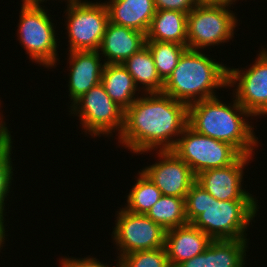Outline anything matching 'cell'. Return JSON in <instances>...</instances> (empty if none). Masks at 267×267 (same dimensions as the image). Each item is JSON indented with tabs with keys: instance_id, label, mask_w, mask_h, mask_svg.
Instances as JSON below:
<instances>
[{
	"instance_id": "12",
	"label": "cell",
	"mask_w": 267,
	"mask_h": 267,
	"mask_svg": "<svg viewBox=\"0 0 267 267\" xmlns=\"http://www.w3.org/2000/svg\"><path fill=\"white\" fill-rule=\"evenodd\" d=\"M158 162L145 166L142 171L164 196L186 197L196 176L189 165L172 150H158ZM160 160V161H159Z\"/></svg>"
},
{
	"instance_id": "1",
	"label": "cell",
	"mask_w": 267,
	"mask_h": 267,
	"mask_svg": "<svg viewBox=\"0 0 267 267\" xmlns=\"http://www.w3.org/2000/svg\"><path fill=\"white\" fill-rule=\"evenodd\" d=\"M187 126V104L163 92L143 93L125 110L118 142L136 154L171 150Z\"/></svg>"
},
{
	"instance_id": "21",
	"label": "cell",
	"mask_w": 267,
	"mask_h": 267,
	"mask_svg": "<svg viewBox=\"0 0 267 267\" xmlns=\"http://www.w3.org/2000/svg\"><path fill=\"white\" fill-rule=\"evenodd\" d=\"M123 65L133 77L136 86H139V90L142 89L141 93L163 92L164 81L158 75L152 54L146 45L129 57Z\"/></svg>"
},
{
	"instance_id": "23",
	"label": "cell",
	"mask_w": 267,
	"mask_h": 267,
	"mask_svg": "<svg viewBox=\"0 0 267 267\" xmlns=\"http://www.w3.org/2000/svg\"><path fill=\"white\" fill-rule=\"evenodd\" d=\"M135 185L127 195V211L137 214H147L151 207L162 196L160 189L141 171L138 172Z\"/></svg>"
},
{
	"instance_id": "25",
	"label": "cell",
	"mask_w": 267,
	"mask_h": 267,
	"mask_svg": "<svg viewBox=\"0 0 267 267\" xmlns=\"http://www.w3.org/2000/svg\"><path fill=\"white\" fill-rule=\"evenodd\" d=\"M12 135L10 134L7 125L5 124L0 129V220L5 222L6 216L4 212L6 209V198L9 196L10 186L13 180V164H12Z\"/></svg>"
},
{
	"instance_id": "11",
	"label": "cell",
	"mask_w": 267,
	"mask_h": 267,
	"mask_svg": "<svg viewBox=\"0 0 267 267\" xmlns=\"http://www.w3.org/2000/svg\"><path fill=\"white\" fill-rule=\"evenodd\" d=\"M267 49L263 48L255 63L243 71L228 67V88L235 86L233 96L253 117L267 116ZM237 83V84H236ZM235 92V93H234Z\"/></svg>"
},
{
	"instance_id": "28",
	"label": "cell",
	"mask_w": 267,
	"mask_h": 267,
	"mask_svg": "<svg viewBox=\"0 0 267 267\" xmlns=\"http://www.w3.org/2000/svg\"><path fill=\"white\" fill-rule=\"evenodd\" d=\"M98 259L91 256L84 257V258H73V257H66L61 258V261L59 262L61 265L60 267H112L108 266L107 263L103 264V262H100ZM113 267H120L119 260L117 261L116 266Z\"/></svg>"
},
{
	"instance_id": "7",
	"label": "cell",
	"mask_w": 267,
	"mask_h": 267,
	"mask_svg": "<svg viewBox=\"0 0 267 267\" xmlns=\"http://www.w3.org/2000/svg\"><path fill=\"white\" fill-rule=\"evenodd\" d=\"M65 2L68 51H98L109 22L106 4L87 0Z\"/></svg>"
},
{
	"instance_id": "16",
	"label": "cell",
	"mask_w": 267,
	"mask_h": 267,
	"mask_svg": "<svg viewBox=\"0 0 267 267\" xmlns=\"http://www.w3.org/2000/svg\"><path fill=\"white\" fill-rule=\"evenodd\" d=\"M145 44V33L108 22L98 51L104 64H123Z\"/></svg>"
},
{
	"instance_id": "2",
	"label": "cell",
	"mask_w": 267,
	"mask_h": 267,
	"mask_svg": "<svg viewBox=\"0 0 267 267\" xmlns=\"http://www.w3.org/2000/svg\"><path fill=\"white\" fill-rule=\"evenodd\" d=\"M257 201L217 200L195 181L185 197V215L213 240L247 239L246 231L259 211Z\"/></svg>"
},
{
	"instance_id": "27",
	"label": "cell",
	"mask_w": 267,
	"mask_h": 267,
	"mask_svg": "<svg viewBox=\"0 0 267 267\" xmlns=\"http://www.w3.org/2000/svg\"><path fill=\"white\" fill-rule=\"evenodd\" d=\"M156 10H170L189 13L197 5L196 0H154Z\"/></svg>"
},
{
	"instance_id": "30",
	"label": "cell",
	"mask_w": 267,
	"mask_h": 267,
	"mask_svg": "<svg viewBox=\"0 0 267 267\" xmlns=\"http://www.w3.org/2000/svg\"><path fill=\"white\" fill-rule=\"evenodd\" d=\"M5 227L6 225H4V222L0 220V252H1L2 247H4L3 244L5 243V240H6L5 236H8L5 234L6 233Z\"/></svg>"
},
{
	"instance_id": "22",
	"label": "cell",
	"mask_w": 267,
	"mask_h": 267,
	"mask_svg": "<svg viewBox=\"0 0 267 267\" xmlns=\"http://www.w3.org/2000/svg\"><path fill=\"white\" fill-rule=\"evenodd\" d=\"M146 215L165 230L188 224L185 197L162 195Z\"/></svg>"
},
{
	"instance_id": "19",
	"label": "cell",
	"mask_w": 267,
	"mask_h": 267,
	"mask_svg": "<svg viewBox=\"0 0 267 267\" xmlns=\"http://www.w3.org/2000/svg\"><path fill=\"white\" fill-rule=\"evenodd\" d=\"M146 41L174 42L187 47V13L156 10Z\"/></svg>"
},
{
	"instance_id": "32",
	"label": "cell",
	"mask_w": 267,
	"mask_h": 267,
	"mask_svg": "<svg viewBox=\"0 0 267 267\" xmlns=\"http://www.w3.org/2000/svg\"><path fill=\"white\" fill-rule=\"evenodd\" d=\"M2 117L3 115L0 116V129L6 124Z\"/></svg>"
},
{
	"instance_id": "6",
	"label": "cell",
	"mask_w": 267,
	"mask_h": 267,
	"mask_svg": "<svg viewBox=\"0 0 267 267\" xmlns=\"http://www.w3.org/2000/svg\"><path fill=\"white\" fill-rule=\"evenodd\" d=\"M231 5L198 4L187 14V47L205 50L206 47L221 45L234 36L238 26L237 17L229 10Z\"/></svg>"
},
{
	"instance_id": "18",
	"label": "cell",
	"mask_w": 267,
	"mask_h": 267,
	"mask_svg": "<svg viewBox=\"0 0 267 267\" xmlns=\"http://www.w3.org/2000/svg\"><path fill=\"white\" fill-rule=\"evenodd\" d=\"M109 22L147 34L156 13L154 0H109Z\"/></svg>"
},
{
	"instance_id": "14",
	"label": "cell",
	"mask_w": 267,
	"mask_h": 267,
	"mask_svg": "<svg viewBox=\"0 0 267 267\" xmlns=\"http://www.w3.org/2000/svg\"><path fill=\"white\" fill-rule=\"evenodd\" d=\"M69 55L68 92L71 105L101 82L104 62L100 51H71ZM103 63V64H102Z\"/></svg>"
},
{
	"instance_id": "29",
	"label": "cell",
	"mask_w": 267,
	"mask_h": 267,
	"mask_svg": "<svg viewBox=\"0 0 267 267\" xmlns=\"http://www.w3.org/2000/svg\"><path fill=\"white\" fill-rule=\"evenodd\" d=\"M198 4H225L232 5L237 0H196Z\"/></svg>"
},
{
	"instance_id": "9",
	"label": "cell",
	"mask_w": 267,
	"mask_h": 267,
	"mask_svg": "<svg viewBox=\"0 0 267 267\" xmlns=\"http://www.w3.org/2000/svg\"><path fill=\"white\" fill-rule=\"evenodd\" d=\"M196 176L207 169L234 163L242 154L229 143L198 134L187 126L171 149Z\"/></svg>"
},
{
	"instance_id": "4",
	"label": "cell",
	"mask_w": 267,
	"mask_h": 267,
	"mask_svg": "<svg viewBox=\"0 0 267 267\" xmlns=\"http://www.w3.org/2000/svg\"><path fill=\"white\" fill-rule=\"evenodd\" d=\"M201 50L187 49L170 76L163 93L187 105L216 97L215 89L228 87V67Z\"/></svg>"
},
{
	"instance_id": "17",
	"label": "cell",
	"mask_w": 267,
	"mask_h": 267,
	"mask_svg": "<svg viewBox=\"0 0 267 267\" xmlns=\"http://www.w3.org/2000/svg\"><path fill=\"white\" fill-rule=\"evenodd\" d=\"M249 239L213 240L201 254L177 267H245Z\"/></svg>"
},
{
	"instance_id": "31",
	"label": "cell",
	"mask_w": 267,
	"mask_h": 267,
	"mask_svg": "<svg viewBox=\"0 0 267 267\" xmlns=\"http://www.w3.org/2000/svg\"><path fill=\"white\" fill-rule=\"evenodd\" d=\"M22 2H33V3H43L44 1L47 2V0H21ZM49 1V0H48Z\"/></svg>"
},
{
	"instance_id": "5",
	"label": "cell",
	"mask_w": 267,
	"mask_h": 267,
	"mask_svg": "<svg viewBox=\"0 0 267 267\" xmlns=\"http://www.w3.org/2000/svg\"><path fill=\"white\" fill-rule=\"evenodd\" d=\"M41 4L22 2L17 37L32 62L54 68L60 61L57 58V34L50 14Z\"/></svg>"
},
{
	"instance_id": "8",
	"label": "cell",
	"mask_w": 267,
	"mask_h": 267,
	"mask_svg": "<svg viewBox=\"0 0 267 267\" xmlns=\"http://www.w3.org/2000/svg\"><path fill=\"white\" fill-rule=\"evenodd\" d=\"M69 109L70 114L79 117L84 132L92 138L101 135L110 137L115 131L119 136L123 130L125 110L111 99L101 82L80 97Z\"/></svg>"
},
{
	"instance_id": "10",
	"label": "cell",
	"mask_w": 267,
	"mask_h": 267,
	"mask_svg": "<svg viewBox=\"0 0 267 267\" xmlns=\"http://www.w3.org/2000/svg\"><path fill=\"white\" fill-rule=\"evenodd\" d=\"M117 211L112 232L119 260L122 256L136 251L154 250L165 247L166 230L145 214L127 211L124 207Z\"/></svg>"
},
{
	"instance_id": "3",
	"label": "cell",
	"mask_w": 267,
	"mask_h": 267,
	"mask_svg": "<svg viewBox=\"0 0 267 267\" xmlns=\"http://www.w3.org/2000/svg\"><path fill=\"white\" fill-rule=\"evenodd\" d=\"M218 98L216 96L188 105V126L198 134L229 143L242 155L254 156L258 137L254 133V126L247 121L253 116L235 97L233 104L228 105Z\"/></svg>"
},
{
	"instance_id": "26",
	"label": "cell",
	"mask_w": 267,
	"mask_h": 267,
	"mask_svg": "<svg viewBox=\"0 0 267 267\" xmlns=\"http://www.w3.org/2000/svg\"><path fill=\"white\" fill-rule=\"evenodd\" d=\"M119 264L120 267H170L165 247L126 254Z\"/></svg>"
},
{
	"instance_id": "20",
	"label": "cell",
	"mask_w": 267,
	"mask_h": 267,
	"mask_svg": "<svg viewBox=\"0 0 267 267\" xmlns=\"http://www.w3.org/2000/svg\"><path fill=\"white\" fill-rule=\"evenodd\" d=\"M101 83L111 99L124 110L138 98L136 92L141 91L123 64H105Z\"/></svg>"
},
{
	"instance_id": "15",
	"label": "cell",
	"mask_w": 267,
	"mask_h": 267,
	"mask_svg": "<svg viewBox=\"0 0 267 267\" xmlns=\"http://www.w3.org/2000/svg\"><path fill=\"white\" fill-rule=\"evenodd\" d=\"M213 239L191 223L166 230L165 249L170 267L203 253Z\"/></svg>"
},
{
	"instance_id": "24",
	"label": "cell",
	"mask_w": 267,
	"mask_h": 267,
	"mask_svg": "<svg viewBox=\"0 0 267 267\" xmlns=\"http://www.w3.org/2000/svg\"><path fill=\"white\" fill-rule=\"evenodd\" d=\"M160 78L165 81L177 66L180 57L188 49L174 42L146 41Z\"/></svg>"
},
{
	"instance_id": "13",
	"label": "cell",
	"mask_w": 267,
	"mask_h": 267,
	"mask_svg": "<svg viewBox=\"0 0 267 267\" xmlns=\"http://www.w3.org/2000/svg\"><path fill=\"white\" fill-rule=\"evenodd\" d=\"M250 161H253V156L241 155L228 166L197 174L196 182L217 200H256L242 185L243 170Z\"/></svg>"
}]
</instances>
